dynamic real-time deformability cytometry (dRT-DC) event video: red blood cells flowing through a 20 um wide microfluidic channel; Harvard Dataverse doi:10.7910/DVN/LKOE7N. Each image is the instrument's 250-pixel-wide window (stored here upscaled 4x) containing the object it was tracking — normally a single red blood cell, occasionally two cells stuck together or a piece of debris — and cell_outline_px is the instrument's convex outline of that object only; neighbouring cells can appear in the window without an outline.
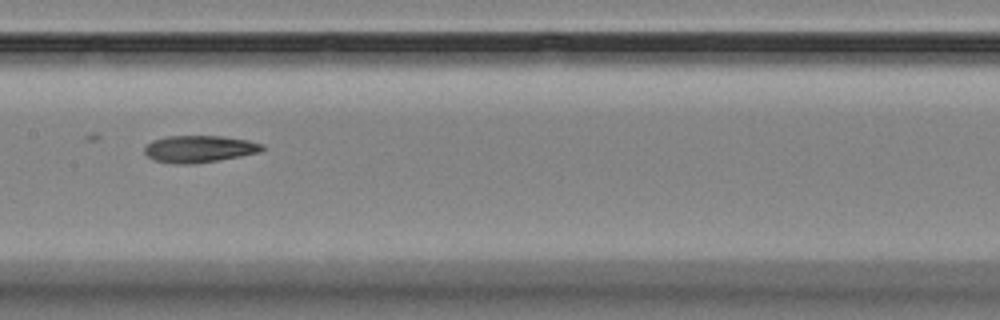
{"species": "Egyptian fruit bat (a non-hibernating species)", "species_latin": "Rousettus aegyptiacus", "temperature_condition": "room temperature", "stored_images_in_passage": 9, "camera_frame_rate_fps": 3000, "um_per_image_px": 0.085, "animal": {"sex": "female"}, "frame": {"image": 1, "passage_image": 9, "time_ms": 9.0, "image_size_px": [1000, 320], "cell_outline_px": [[264, 148], [260, 152], [220, 160], [192, 164], [176, 164], [156, 160], [148, 156], [144, 152], [144, 148], [152, 140], [164, 136], [224, 136], [248, 140], [264, 144]], "centroid_in_image_um": [16.95, 12.65], "position_along_channel_um": 190.4, "area_um2": 18.55}}